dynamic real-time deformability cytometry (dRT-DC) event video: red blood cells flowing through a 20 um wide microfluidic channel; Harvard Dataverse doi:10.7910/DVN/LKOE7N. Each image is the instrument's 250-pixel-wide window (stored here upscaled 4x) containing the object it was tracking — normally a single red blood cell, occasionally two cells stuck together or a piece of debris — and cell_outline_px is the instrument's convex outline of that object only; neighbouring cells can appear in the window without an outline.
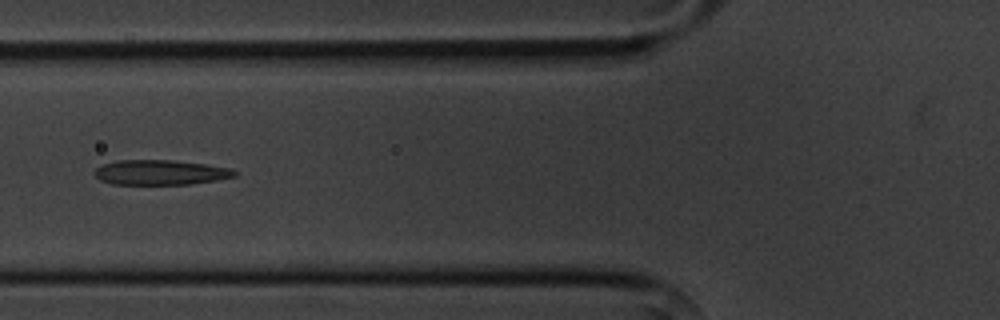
{"species": "common noctule bat (a hibernating species)", "species_latin": "Nyctalus noctula", "temperature_condition": "cold", "stored_images_in_passage": 9, "camera_frame_rate_fps": 3000, "um_per_image_px": 0.085, "animal": {"sex": "male", "body_mass_g": 20.1, "forearm_length_mm": 53.5}, "frame": {"image": 1, "passage_image": 4, "time_ms": 3.333, "image_size_px": [1000, 320], "cell_outline_px": [[236, 176], [216, 180], [192, 184], [112, 184], [100, 180], [92, 172], [100, 164], [116, 160], [172, 160], [204, 164], [232, 168], [236, 172]], "centroid_in_image_um": [13.59, 14.65], "position_along_channel_um": 112.2, "area_um2": 20.46}}
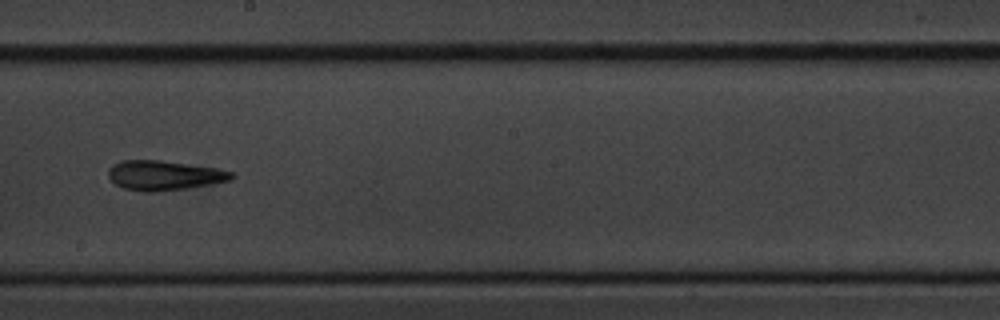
{"frame": {"image": 2, "passage_image": 7, "time_ms": 6.667, "image_size_px": [1000, 320], "cell_outline_px": [[236, 176], [232, 180], [212, 184], [156, 192], [144, 192], [124, 188], [116, 184], [108, 176], [108, 168], [112, 164], [120, 160], [160, 160], [216, 168], [236, 172]], "centroid_in_image_um": [13.97, 14.9], "position_along_channel_um": 234.2, "area_um2": 21.44}}
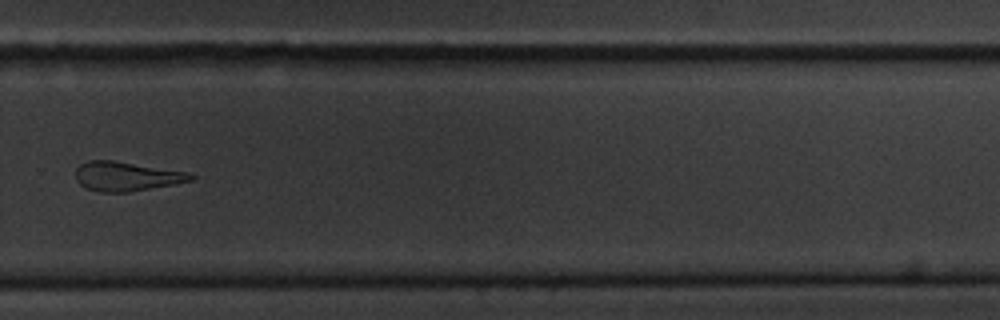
{"frame": {"image": 3, "passage_image": 9, "time_ms": 9.0, "image_size_px": [1000, 320], "cell_outline_px": [[196, 176], [192, 180], [172, 184], [128, 192], [100, 192], [88, 188], [80, 184], [76, 180], [76, 168], [80, 164], [88, 160], [112, 160], [188, 172]], "centroid_in_image_um": [10.72, 14.98], "position_along_channel_um": 319.1, "area_um2": 19.42}}